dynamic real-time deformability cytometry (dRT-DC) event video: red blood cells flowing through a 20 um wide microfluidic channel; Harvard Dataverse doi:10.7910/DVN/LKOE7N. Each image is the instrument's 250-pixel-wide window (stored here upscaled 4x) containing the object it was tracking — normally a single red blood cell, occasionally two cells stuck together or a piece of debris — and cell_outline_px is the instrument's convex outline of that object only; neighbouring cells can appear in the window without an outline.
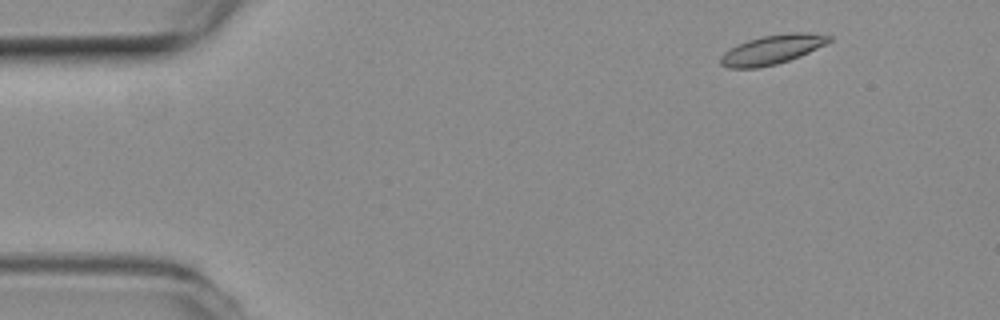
{"species": "common noctule bat (a hibernating species)", "species_latin": "Nyctalus noctula", "temperature_condition": "room temperature", "stored_images_in_passage": 2, "camera_frame_rate_fps": 3000, "um_per_image_px": 0.085, "animal": {"sex": "female", "body_mass_g": 19.3, "forearm_length_mm": 54.1}, "frame": {"image": 1, "passage_image": 2, "time_ms": 0.333, "image_size_px": [1000, 320], "cell_outline_px": [[832, 40], [800, 56], [776, 64], [756, 68], [728, 68], [720, 64], [720, 56], [724, 52], [748, 40], [764, 36], [788, 32], [804, 32], [832, 36]], "centroid_in_image_um": [65.62, 4.22], "position_along_channel_um": 19.4, "area_um2": 18.21}}